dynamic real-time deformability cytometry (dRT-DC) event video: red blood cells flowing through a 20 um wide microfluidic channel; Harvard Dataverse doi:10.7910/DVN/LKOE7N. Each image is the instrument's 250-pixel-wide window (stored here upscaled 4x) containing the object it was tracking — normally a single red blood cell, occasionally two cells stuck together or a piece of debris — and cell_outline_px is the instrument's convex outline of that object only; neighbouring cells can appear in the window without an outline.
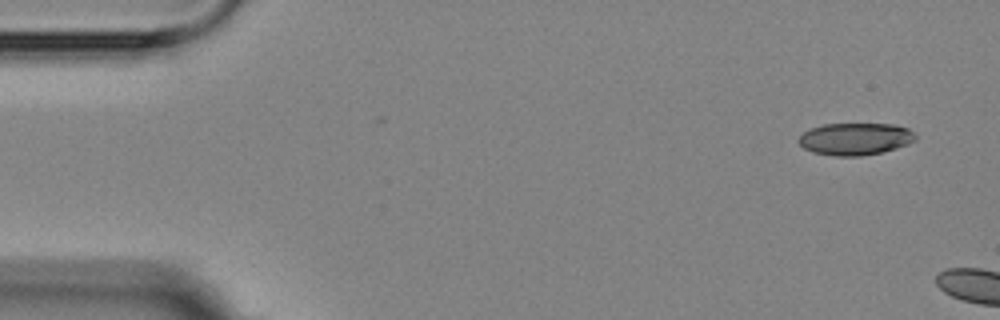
{"species": "Egyptian fruit bat (a non-hibernating species)", "species_latin": "Rousettus aegyptiacus", "temperature_condition": "room temperature", "stored_images_in_passage": 4, "camera_frame_rate_fps": 3000, "um_per_image_px": 0.085, "animal": {"sex": "female"}, "frame": {"image": 1, "passage_image": 1, "time_ms": 0.0, "image_size_px": [1000, 320], "cell_outline_px": [[916, 140], [908, 144], [896, 148], [880, 152], [860, 156], [836, 156], [812, 152], [804, 148], [796, 140], [804, 132], [812, 128], [824, 124], [892, 124], [908, 128], [916, 136]], "centroid_in_image_um": [72.69, 11.81], "position_along_channel_um": 12.3, "area_um2": 21.79}}